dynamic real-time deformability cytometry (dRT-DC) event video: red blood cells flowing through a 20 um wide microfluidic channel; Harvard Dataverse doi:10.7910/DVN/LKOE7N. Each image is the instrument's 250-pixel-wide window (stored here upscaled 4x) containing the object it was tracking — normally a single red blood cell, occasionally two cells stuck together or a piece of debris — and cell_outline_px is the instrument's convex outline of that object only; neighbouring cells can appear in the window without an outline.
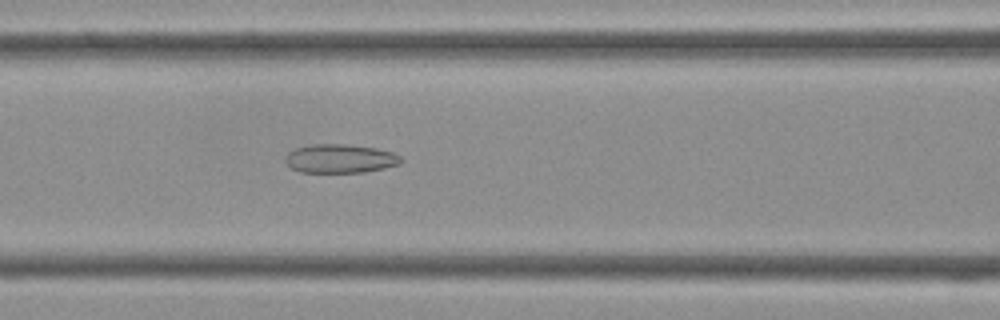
{"species": "Egyptian fruit bat (a non-hibernating species)", "species_latin": "Rousettus aegyptiacus", "temperature_condition": "cold", "stored_images_in_passage": 35, "camera_frame_rate_fps": 3000, "um_per_image_px": 0.085, "frame": {"image": 1, "passage_image": 10, "time_ms": 3.0, "image_size_px": [1000, 320], "cell_outline_px": [[404, 160], [400, 164], [384, 168], [364, 172], [300, 172], [292, 168], [284, 160], [284, 156], [288, 152], [296, 148], [312, 144], [348, 144], [376, 148], [392, 152], [400, 156]], "centroid_in_image_um": [28.91, 13.47], "position_along_channel_um": 137.7, "area_um2": 19.48}}
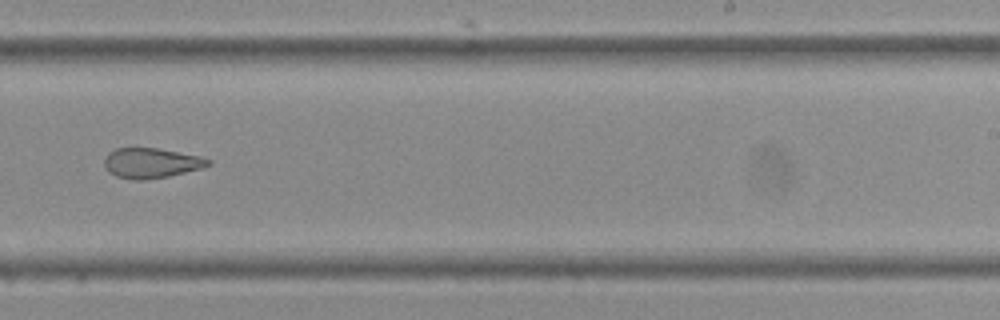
{"frame": {"image": 2, "passage_image": 19, "time_ms": 6.0, "image_size_px": [1000, 320], "cell_outline_px": [[212, 164], [204, 168], [168, 176], [144, 180], [132, 180], [116, 176], [108, 172], [104, 164], [104, 160], [108, 152], [116, 148], [156, 148], [200, 156], [212, 160]], "centroid_in_image_um": [12.86, 13.86], "position_along_channel_um": 276.1, "area_um2": 18.32}}
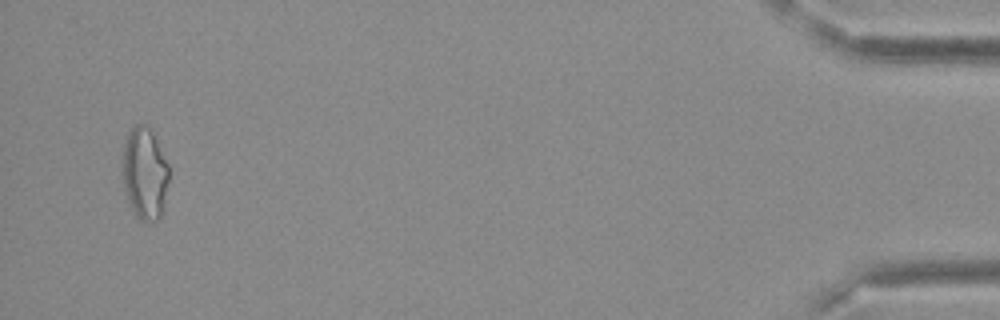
{"frame": {"image": 3, "passage_image": 34, "time_ms": 11.0, "image_size_px": [1000, 320], "cell_outline_px": [[168, 180], [160, 220], [140, 220], [136, 216], [128, 200], [120, 176], [124, 144], [128, 132], [136, 124], [148, 124], [168, 164]], "centroid_in_image_um": [12.26, 14.72], "position_along_channel_um": 422.9, "area_um2": 24.97}}